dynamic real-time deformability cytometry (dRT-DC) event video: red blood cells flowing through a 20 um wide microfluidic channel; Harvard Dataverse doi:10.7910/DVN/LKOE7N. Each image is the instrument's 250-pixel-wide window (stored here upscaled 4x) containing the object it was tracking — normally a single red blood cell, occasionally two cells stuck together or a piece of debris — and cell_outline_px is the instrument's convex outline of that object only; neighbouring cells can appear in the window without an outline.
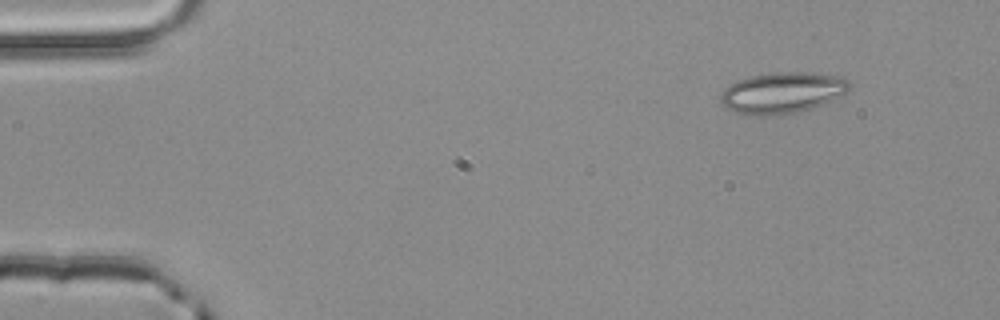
{"species": "common noctule bat (a hibernating species)", "species_latin": "Nyctalus noctula", "temperature_condition": "room temperature", "stored_images_in_passage": 4, "segment_of_instrument_passage": [1, 2], "camera_frame_rate_fps": 3000, "um_per_image_px": 0.085, "animal": {"sex": "male", "body_mass_g": 20.4}, "frame": {"image": 1, "passage_image": 1, "time_ms": 0.0, "image_size_px": [1000, 320], "cell_outline_px": [[852, 84], [844, 92], [824, 104], [812, 108], [780, 116], [760, 116], [736, 112], [724, 108], [720, 100], [720, 96], [724, 88], [736, 80], [748, 76], [772, 72], [804, 72], [844, 76]], "centroid_in_image_um": [66.46, 7.88], "position_along_channel_um": 18.5, "area_um2": 31.21}}